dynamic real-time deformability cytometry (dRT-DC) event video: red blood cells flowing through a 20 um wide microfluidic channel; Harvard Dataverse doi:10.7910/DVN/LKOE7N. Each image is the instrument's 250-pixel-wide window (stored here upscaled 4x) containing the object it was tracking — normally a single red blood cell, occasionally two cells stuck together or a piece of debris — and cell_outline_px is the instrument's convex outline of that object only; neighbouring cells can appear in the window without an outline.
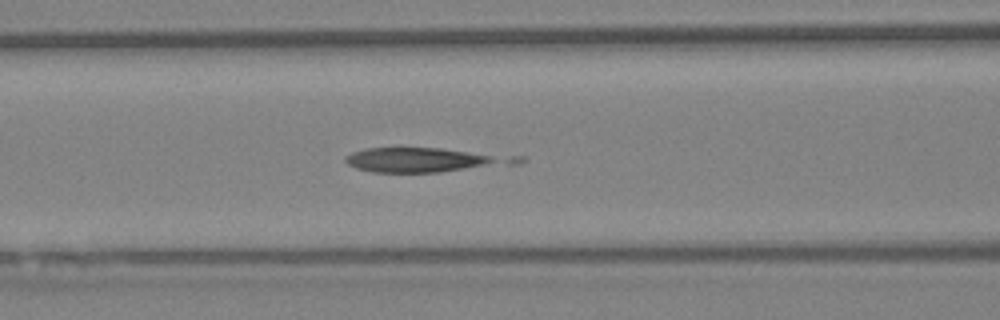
{"species": "Egyptian fruit bat (a non-hibernating species)", "species_latin": "Rousettus aegyptiacus", "temperature_condition": "warm", "stored_images_in_passage": 13, "camera_frame_rate_fps": 3000, "um_per_image_px": 0.085, "animal": {"sex": "female"}, "frame": {"image": 1, "passage_image": 4, "time_ms": 1.0, "image_size_px": [1000, 320], "cell_outline_px": [[528, 160], [520, 164], [440, 172], [372, 172], [356, 168], [348, 164], [344, 160], [344, 156], [352, 152], [364, 148], [440, 148], [524, 156]], "centroid_in_image_um": [36.25, 13.59], "position_along_channel_um": 130.4, "area_um2": 24.91}}
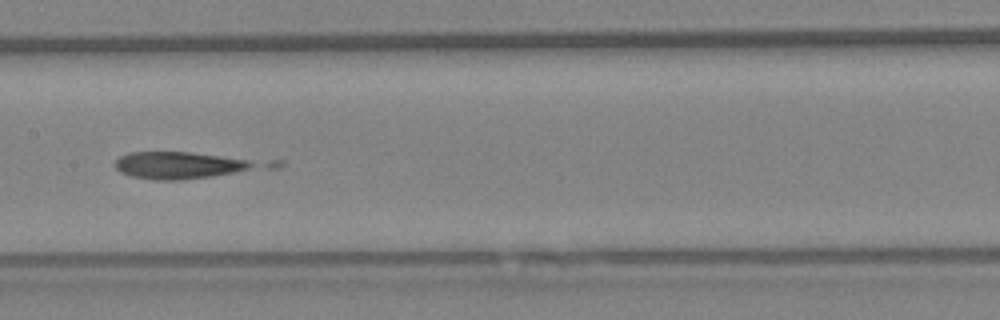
{"frame": {"image": 2, "passage_image": 8, "time_ms": 2.333, "image_size_px": [1000, 320], "cell_outline_px": [[284, 164], [280, 168], [180, 180], [156, 180], [132, 176], [120, 172], [116, 168], [116, 160], [120, 156], [128, 152], [188, 152], [284, 160]], "centroid_in_image_um": [16.07, 14.03], "position_along_channel_um": 191.3, "area_um2": 25.03}}